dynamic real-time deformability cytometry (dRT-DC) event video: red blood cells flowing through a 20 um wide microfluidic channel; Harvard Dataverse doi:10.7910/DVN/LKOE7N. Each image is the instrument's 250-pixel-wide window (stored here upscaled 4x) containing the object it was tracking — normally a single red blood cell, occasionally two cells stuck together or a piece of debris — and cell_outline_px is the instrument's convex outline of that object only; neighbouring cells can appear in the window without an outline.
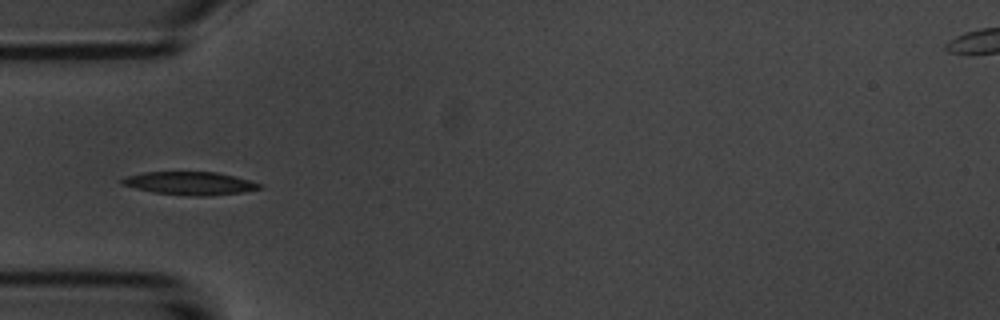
{"species": "common noctule bat (a hibernating species)", "species_latin": "Nyctalus noctula", "temperature_condition": "room temperature", "stored_images_in_passage": 6, "camera_frame_rate_fps": 3000, "um_per_image_px": 0.085, "animal": {"sex": "male", "body_mass_g": 20.1, "forearm_length_mm": 53.5}, "frame": {"image": 1, "passage_image": 3, "time_ms": 2.333, "image_size_px": [1000, 320], "cell_outline_px": [[264, 188], [240, 192], [208, 196], [192, 196], [152, 192], [120, 184], [120, 180], [124, 176], [144, 172], [216, 172], [252, 180], [260, 184]], "centroid_in_image_um": [16.12, 15.58], "position_along_channel_um": 68.9, "area_um2": 18.55}}
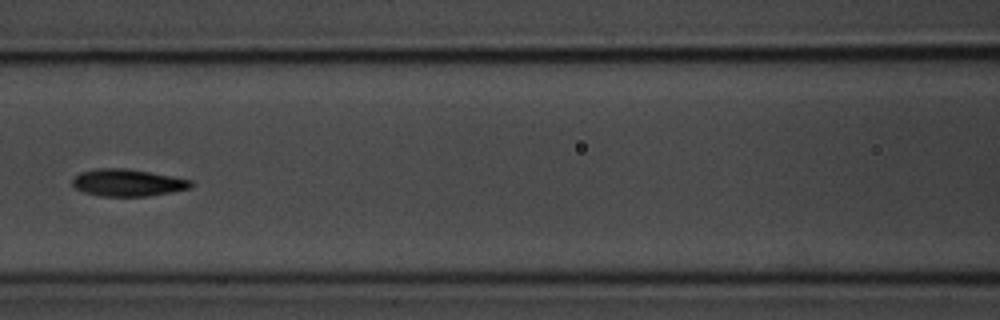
{"frame": {"image": 2, "passage_image": 5, "time_ms": 4.667, "image_size_px": [1000, 320], "cell_outline_px": [[196, 184], [192, 188], [172, 192], [148, 196], [100, 196], [84, 192], [76, 188], [72, 184], [72, 176], [80, 172], [96, 168], [124, 168], [172, 176], [192, 180]], "centroid_in_image_um": [10.86, 15.53], "position_along_channel_um": 155.7, "area_um2": 18.9}}
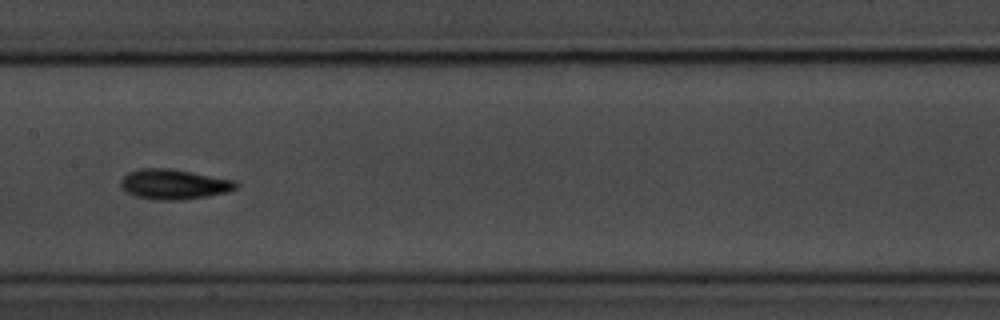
{"frame": {"image": 3, "passage_image": 6, "time_ms": 5.667, "image_size_px": [1000, 320], "cell_outline_px": [[240, 184], [236, 188], [228, 192], [208, 196], [180, 200], [156, 200], [136, 196], [120, 188], [120, 180], [128, 172], [140, 168], [168, 168], [192, 172], [236, 180]], "centroid_in_image_um": [14.79, 15.66], "position_along_channel_um": 192.6, "area_um2": 20.35}}